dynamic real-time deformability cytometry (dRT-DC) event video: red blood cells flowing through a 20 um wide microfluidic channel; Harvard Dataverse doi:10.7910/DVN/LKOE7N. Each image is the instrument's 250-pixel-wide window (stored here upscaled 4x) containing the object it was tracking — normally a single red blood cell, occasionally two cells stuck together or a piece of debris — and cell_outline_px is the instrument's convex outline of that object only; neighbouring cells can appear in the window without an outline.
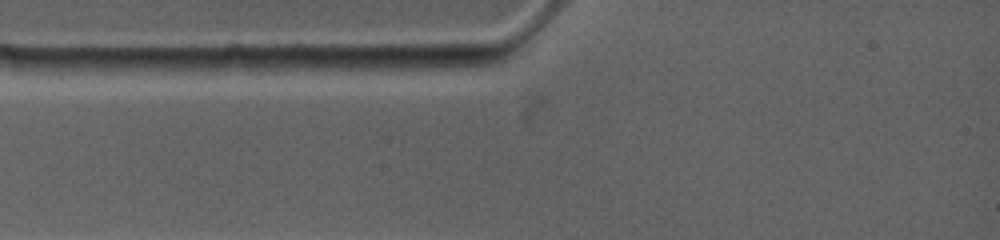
{"species": "common noctule bat (a hibernating species)", "species_latin": "Nyctalus noctula", "temperature_condition": "warm", "stored_images_in_passage": 2, "camera_frame_rate_fps": 4500, "um_per_image_px": 0.085, "animal": {"sex": "female", "body_mass_g": 19.0, "forearm_length_mm": 53.3}, "frame": {"image": 1, "passage_image": 2, "time_ms": 0.222, "image_size_px": [1000, 240], "cell_outline_px": [[488, 64], [460, 68], [392, 72], [364, 68], [376, 56], [476, 56], [484, 60]], "centroid_in_image_um": [35.92, 5.35], "position_along_channel_um": 49.1, "area_um2": 10.92}}